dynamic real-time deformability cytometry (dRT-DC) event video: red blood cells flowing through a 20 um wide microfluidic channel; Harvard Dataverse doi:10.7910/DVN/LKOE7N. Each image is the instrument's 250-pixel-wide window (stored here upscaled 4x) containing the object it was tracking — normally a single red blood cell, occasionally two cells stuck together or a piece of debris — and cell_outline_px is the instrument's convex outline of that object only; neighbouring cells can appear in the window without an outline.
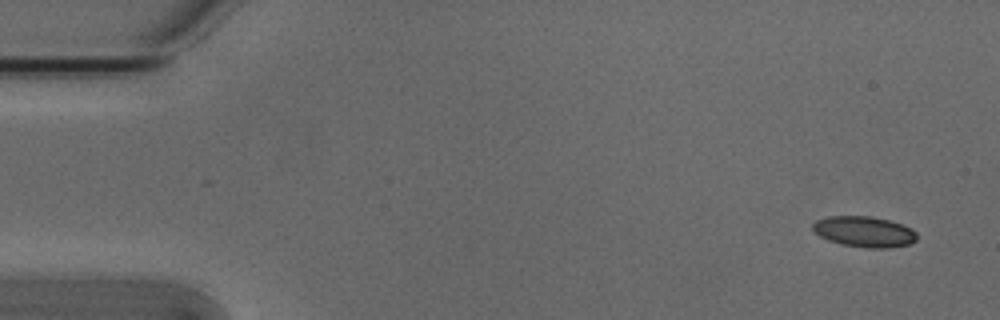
{"species": "Egyptian fruit bat (a non-hibernating species)", "species_latin": "Rousettus aegyptiacus", "temperature_condition": "cold", "stored_images_in_passage": 6, "camera_frame_rate_fps": 3000, "um_per_image_px": 0.085, "animal": {"sex": "male"}, "frame": {"image": 1, "passage_image": 1, "time_ms": 0.0, "image_size_px": [1000, 320], "cell_outline_px": [[916, 240], [908, 244], [888, 248], [868, 248], [840, 244], [828, 240], [820, 236], [812, 228], [812, 224], [816, 220], [828, 216], [872, 216], [888, 220], [912, 228], [916, 232]], "centroid_in_image_um": [73.45, 19.69], "position_along_channel_um": 11.6, "area_um2": 18.61}}
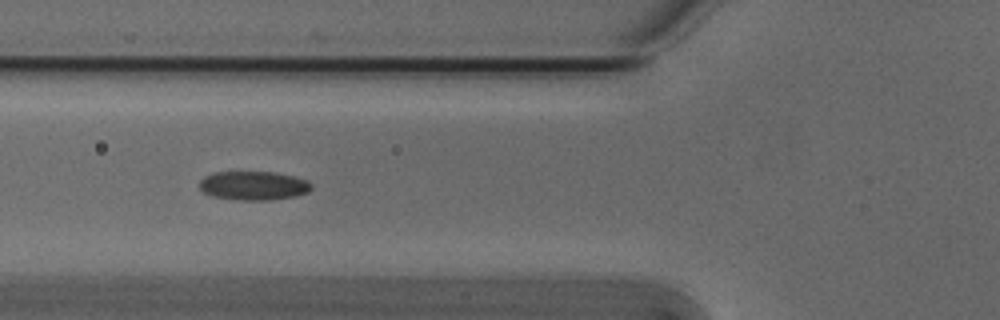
{"frame": {"image": 2, "passage_image": 6, "time_ms": 1.667, "image_size_px": [1000, 320], "cell_outline_px": [[312, 188], [308, 192], [296, 196], [272, 200], [236, 200], [212, 196], [204, 192], [200, 188], [200, 180], [204, 176], [216, 172], [276, 172], [308, 180], [312, 184]], "centroid_in_image_um": [21.57, 15.78], "position_along_channel_um": 104.2, "area_um2": 18.96}}